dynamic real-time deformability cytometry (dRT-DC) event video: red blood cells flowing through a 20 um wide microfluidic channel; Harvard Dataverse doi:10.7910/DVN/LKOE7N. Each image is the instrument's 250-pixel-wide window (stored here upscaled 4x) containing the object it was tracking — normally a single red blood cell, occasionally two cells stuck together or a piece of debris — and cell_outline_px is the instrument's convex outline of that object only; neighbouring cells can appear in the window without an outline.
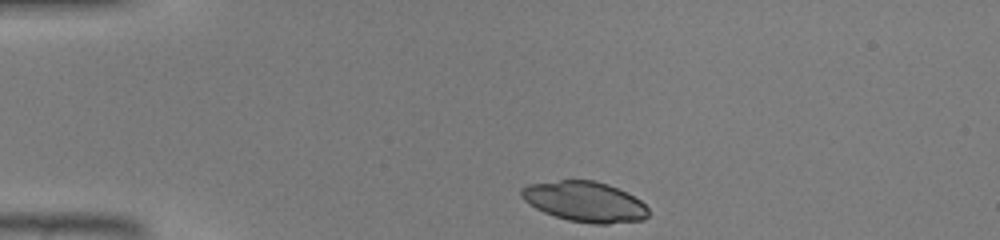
{"species": "common noctule bat (a hibernating species)", "species_latin": "Nyctalus noctula", "temperature_condition": "warm", "stored_images_in_passage": 31, "camera_frame_rate_fps": 3000, "um_per_image_px": 0.085, "animal": {"sex": "male", "body_mass_g": 19.0, "forearm_length_mm": 50.8}, "frame": {"image": 1, "passage_image": 1, "time_ms": 0.0, "image_size_px": [1000, 240], "cell_outline_px": [[648, 216], [644, 220], [608, 224], [592, 224], [568, 220], [544, 212], [536, 208], [524, 200], [520, 196], [520, 188], [528, 184], [560, 180], [592, 180], [608, 184], [640, 200], [648, 208]], "centroid_in_image_um": [49.69, 17.15], "position_along_channel_um": 35.3, "area_um2": 29.77}}
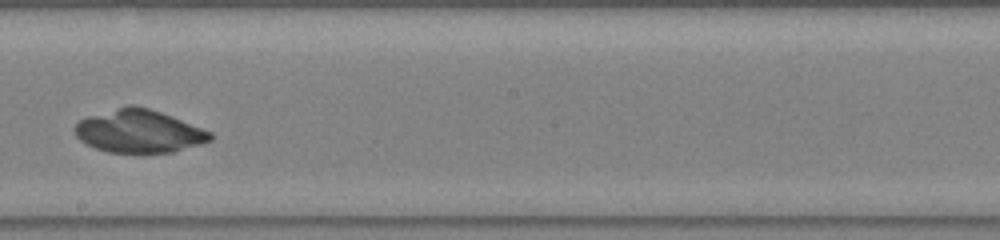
{"frame": {"image": 2, "passage_image": 18, "time_ms": 5.667, "image_size_px": [1000, 240], "cell_outline_px": [[212, 140], [200, 144], [172, 152], [108, 152], [96, 148], [80, 140], [76, 136], [72, 128], [80, 120], [88, 116], [128, 104], [136, 104], [172, 116], [212, 132]], "centroid_in_image_um": [11.79, 11.14], "position_along_channel_um": 236.4, "area_um2": 33.76}}
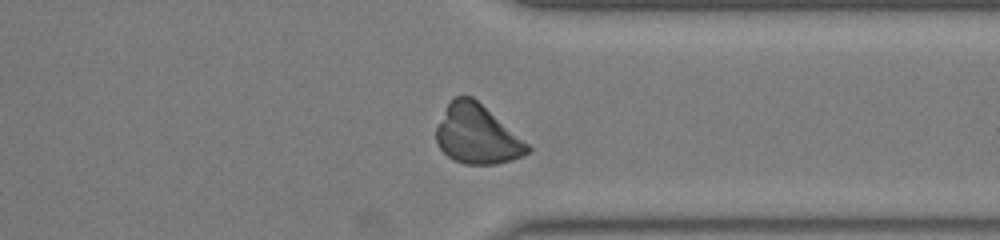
{"frame": {"image": 3, "passage_image": 27, "time_ms": 8.667, "image_size_px": [1000, 240], "cell_outline_px": [[532, 148], [524, 156], [496, 164], [464, 164], [452, 160], [436, 144], [436, 128], [448, 104], [456, 96], [472, 96], [528, 144]], "centroid_in_image_um": [40.53, 11.45], "position_along_channel_um": 370.9, "area_um2": 30.98}}